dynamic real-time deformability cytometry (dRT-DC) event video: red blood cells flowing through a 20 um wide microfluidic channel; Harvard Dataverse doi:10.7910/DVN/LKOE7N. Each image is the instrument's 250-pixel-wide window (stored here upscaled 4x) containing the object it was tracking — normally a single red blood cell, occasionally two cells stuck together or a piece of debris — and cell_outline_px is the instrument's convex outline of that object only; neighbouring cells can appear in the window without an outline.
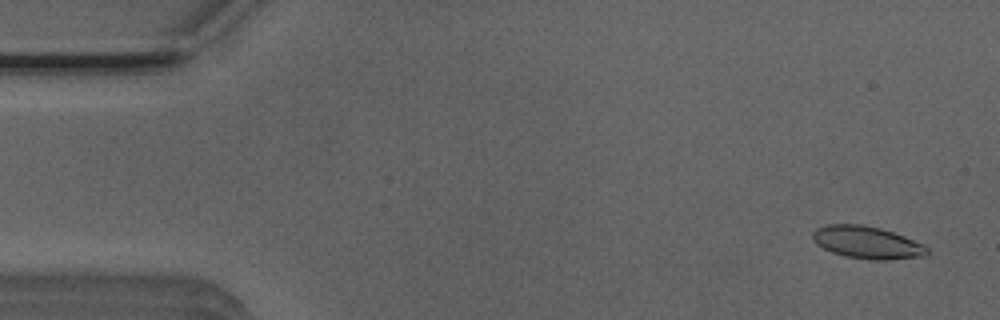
{"species": "Egyptian fruit bat (a non-hibernating species)", "species_latin": "Rousettus aegyptiacus", "temperature_condition": "room temperature", "stored_images_in_passage": 53, "camera_frame_rate_fps": 3000, "um_per_image_px": 0.085, "animal": {"sex": "male"}, "frame": {"image": 1, "passage_image": 3, "time_ms": 0.667, "image_size_px": [1000, 320], "cell_outline_px": [[928, 252], [924, 256], [888, 260], [868, 260], [844, 256], [832, 252], [816, 244], [812, 240], [812, 232], [816, 228], [828, 224], [860, 224], [880, 228], [904, 236], [924, 244], [928, 248]], "centroid_in_image_um": [73.68, 20.61], "position_along_channel_um": 11.3, "area_um2": 21.73}}
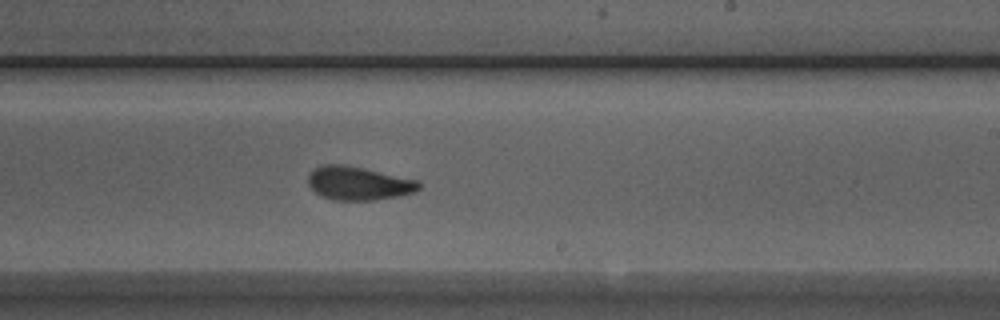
{"frame": {"image": 2, "passage_image": 31, "time_ms": 10.0, "image_size_px": [1000, 320], "cell_outline_px": [[420, 188], [416, 192], [400, 196], [376, 200], [332, 200], [320, 196], [308, 184], [308, 176], [320, 164], [348, 164], [416, 180], [420, 184]], "centroid_in_image_um": [30.47, 15.58], "position_along_channel_um": 258.5, "area_um2": 21.79}}
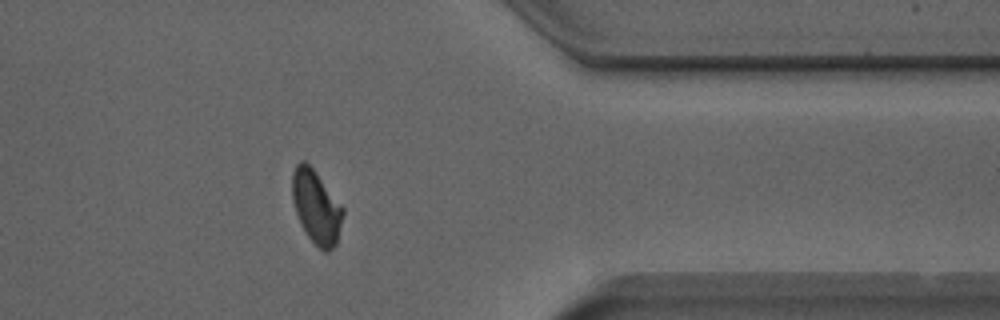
{"frame": {"image": 3, "passage_image": 42, "time_ms": 13.667, "image_size_px": [1000, 320], "cell_outline_px": [[344, 212], [336, 244], [328, 252], [324, 252], [308, 236], [296, 212], [292, 200], [292, 172], [296, 164], [300, 160], [304, 160], [312, 168], [344, 208]], "centroid_in_image_um": [26.88, 17.57], "position_along_channel_um": 384.5, "area_um2": 21.27}, "authors_computed_cell_mechanics": {"area_um2": 21.5594, "velocity_mm_per_s": 3.9074, "shape_relaxation_time_tau1_ms": 4.0377, "shape_relaxation_time_tau2_ms": 1.6949, "deformation_change_tau1": 0.1315, "deformation_change_tau2": 0.0765}}